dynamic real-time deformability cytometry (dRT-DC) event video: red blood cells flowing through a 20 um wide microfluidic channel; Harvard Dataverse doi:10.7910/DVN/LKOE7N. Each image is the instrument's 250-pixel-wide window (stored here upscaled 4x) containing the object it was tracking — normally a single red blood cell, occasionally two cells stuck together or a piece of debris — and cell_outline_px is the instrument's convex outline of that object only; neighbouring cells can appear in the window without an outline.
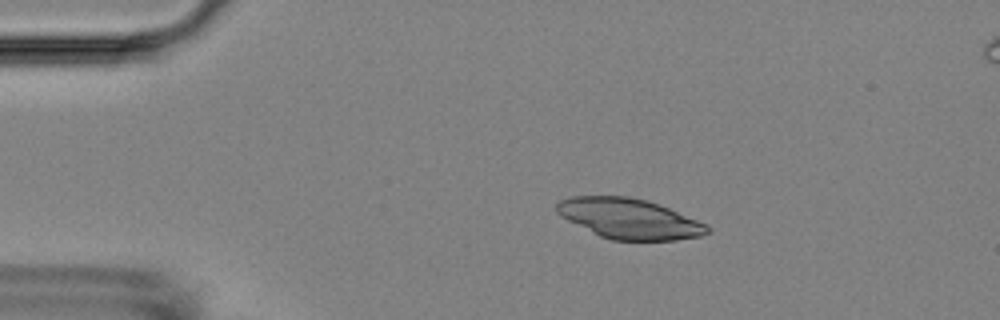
{"species": "Egyptian fruit bat (a non-hibernating species)", "species_latin": "Rousettus aegyptiacus", "temperature_condition": "room temperature", "stored_images_in_passage": 4, "camera_frame_rate_fps": 3000, "um_per_image_px": 0.085, "animal": {"sex": "female"}, "frame": {"image": 1, "passage_image": 1, "time_ms": 0.0, "image_size_px": [1000, 320], "cell_outline_px": [[712, 228], [708, 232], [700, 236], [676, 240], [612, 240], [600, 236], [560, 216], [556, 212], [556, 204], [560, 200], [568, 196], [628, 196], [644, 200], [668, 208], [708, 224]], "centroid_in_image_um": [53.47, 18.58], "position_along_channel_um": 31.5, "area_um2": 35.08}}